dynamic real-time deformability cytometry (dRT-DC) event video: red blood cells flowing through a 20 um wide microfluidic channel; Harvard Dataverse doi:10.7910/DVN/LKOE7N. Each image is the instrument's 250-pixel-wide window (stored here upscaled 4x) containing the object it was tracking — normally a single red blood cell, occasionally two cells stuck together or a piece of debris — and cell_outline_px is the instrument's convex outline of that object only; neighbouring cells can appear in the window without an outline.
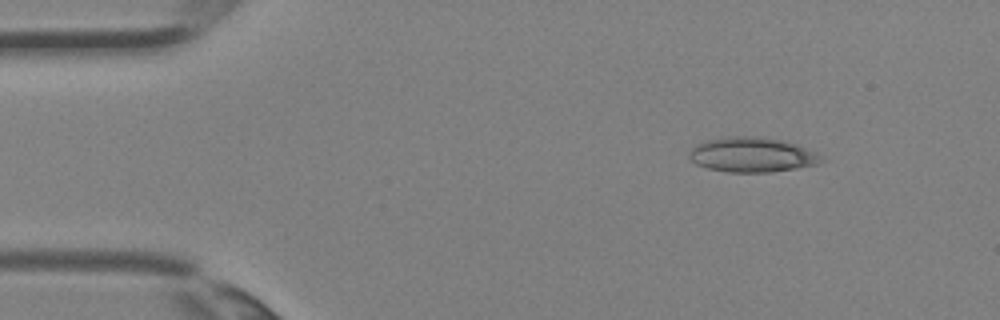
{"species": "Egyptian fruit bat (a non-hibernating species)", "species_latin": "Rousettus aegyptiacus", "temperature_condition": "room temperature", "stored_images_in_passage": 3, "camera_frame_rate_fps": 3000, "um_per_image_px": 0.085, "animal": {"sex": "female"}, "frame": {"image": 1, "passage_image": 1, "time_ms": 0.0, "image_size_px": [1000, 320], "cell_outline_px": [[824, 160], [816, 164], [772, 172], [728, 172], [708, 168], [696, 164], [688, 156], [688, 152], [696, 144], [708, 140], [732, 136], [760, 136], [784, 140], [796, 144], [816, 152]], "centroid_in_image_um": [63.91, 13.14], "position_along_channel_um": 21.1, "area_um2": 26.7}}